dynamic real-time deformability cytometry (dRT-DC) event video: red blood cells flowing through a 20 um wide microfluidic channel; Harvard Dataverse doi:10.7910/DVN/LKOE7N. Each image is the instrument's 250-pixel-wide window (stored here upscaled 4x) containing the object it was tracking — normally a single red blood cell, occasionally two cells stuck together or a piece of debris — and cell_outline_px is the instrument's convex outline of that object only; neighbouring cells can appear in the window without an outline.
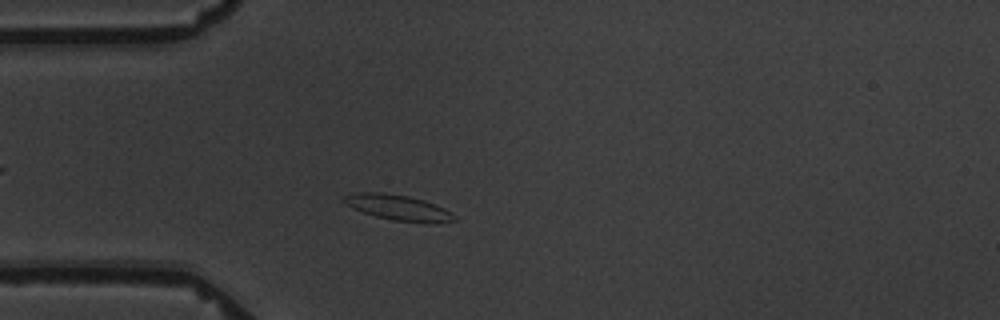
{"species": "common noctule bat (a hibernating species)", "species_latin": "Nyctalus noctula", "temperature_condition": "warm", "stored_images_in_passage": 3, "camera_frame_rate_fps": 3000, "um_per_image_px": 0.085, "animal": {"sex": "male", "body_mass_g": 19.5, "forearm_length_mm": 54.6}, "frame": {"image": 1, "passage_image": 2, "time_ms": 1.333, "image_size_px": [1000, 320], "cell_outline_px": [[456, 220], [432, 224], [428, 224], [392, 220], [376, 216], [352, 208], [344, 204], [340, 200], [344, 196], [356, 192], [380, 192], [408, 196], [424, 200], [444, 208], [452, 212], [456, 216]], "centroid_in_image_um": [33.85, 17.65], "position_along_channel_um": 51.1, "area_um2": 16.65}}